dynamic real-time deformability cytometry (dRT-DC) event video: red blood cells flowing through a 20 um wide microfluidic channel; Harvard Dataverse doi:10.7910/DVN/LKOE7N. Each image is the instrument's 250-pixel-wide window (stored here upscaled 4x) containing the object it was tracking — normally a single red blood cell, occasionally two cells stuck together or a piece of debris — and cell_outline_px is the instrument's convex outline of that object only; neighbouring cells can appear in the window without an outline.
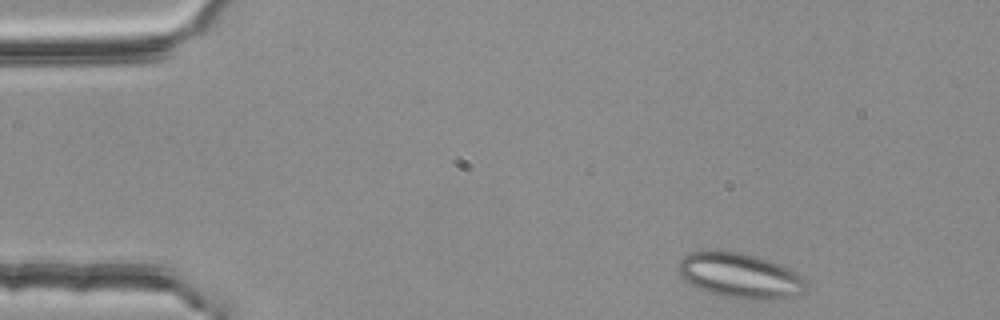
{"species": "common noctule bat (a hibernating species)", "species_latin": "Nyctalus noctula", "temperature_condition": "room temperature", "stored_images_in_passage": 2, "camera_frame_rate_fps": 3000, "um_per_image_px": 0.085, "animal": {"sex": "female", "body_mass_g": 25.1}, "frame": {"image": 1, "passage_image": 2, "time_ms": 0.333, "image_size_px": [1000, 320], "cell_outline_px": [[808, 288], [804, 292], [796, 296], [772, 300], [748, 300], [720, 296], [696, 288], [684, 280], [680, 276], [676, 268], [676, 264], [684, 256], [700, 248], [720, 248], [744, 252], [760, 256], [780, 264], [796, 272], [808, 284]], "centroid_in_image_um": [62.85, 23.39], "position_along_channel_um": 22.1, "area_um2": 35.14}}